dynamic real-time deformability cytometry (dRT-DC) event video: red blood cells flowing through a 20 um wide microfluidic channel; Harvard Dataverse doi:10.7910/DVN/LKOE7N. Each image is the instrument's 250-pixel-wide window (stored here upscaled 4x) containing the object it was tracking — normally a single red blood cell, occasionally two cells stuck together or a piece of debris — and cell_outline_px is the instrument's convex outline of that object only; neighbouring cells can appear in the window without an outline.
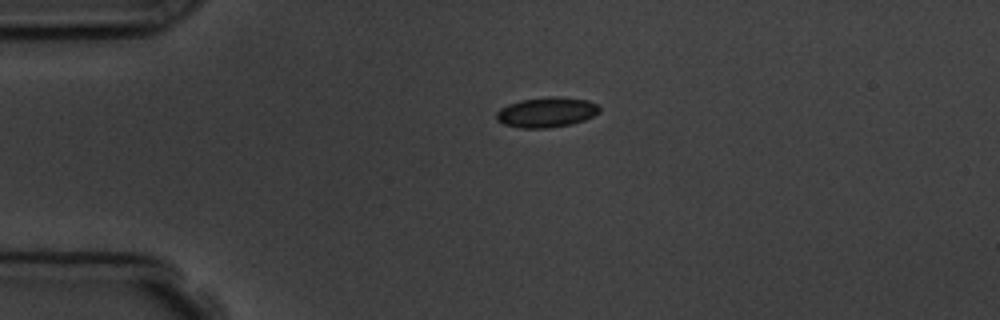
{"species": "common noctule bat (a hibernating species)", "species_latin": "Nyctalus noctula", "temperature_condition": "room temperature", "stored_images_in_passage": 2, "camera_frame_rate_fps": 3000, "um_per_image_px": 0.085, "animal": {"sex": "male", "body_mass_g": 19.5, "forearm_length_mm": 54.6}, "frame": {"image": 1, "passage_image": 1, "time_ms": 0.0, "image_size_px": [1000, 320], "cell_outline_px": [[600, 112], [584, 120], [572, 124], [548, 128], [520, 128], [504, 124], [496, 120], [496, 112], [500, 108], [508, 104], [520, 100], [556, 96], [588, 100], [596, 104], [600, 108]], "centroid_in_image_um": [46.44, 9.55], "position_along_channel_um": 38.6, "area_um2": 18.09}}